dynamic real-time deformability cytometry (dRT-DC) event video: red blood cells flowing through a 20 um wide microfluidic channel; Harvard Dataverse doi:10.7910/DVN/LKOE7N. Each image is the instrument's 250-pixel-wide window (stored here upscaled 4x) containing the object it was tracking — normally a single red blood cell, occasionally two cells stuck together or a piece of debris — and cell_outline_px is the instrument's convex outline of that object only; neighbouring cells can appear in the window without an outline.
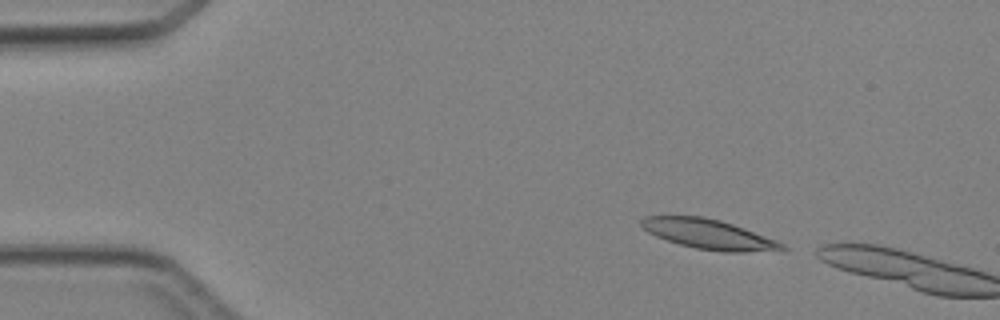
{"species": "Egyptian fruit bat (a non-hibernating species)", "species_latin": "Rousettus aegyptiacus", "temperature_condition": "cold", "stored_images_in_passage": 3, "camera_frame_rate_fps": 3000, "um_per_image_px": 0.085, "animal": {"sex": "female"}, "frame": {"image": 1, "passage_image": 1, "time_ms": 0.0, "image_size_px": [1000, 320], "cell_outline_px": [[788, 248], [744, 252], [724, 252], [696, 248], [680, 244], [656, 236], [648, 232], [640, 224], [640, 220], [644, 216], [704, 216], [720, 220], [732, 224], [776, 240], [784, 244]], "centroid_in_image_um": [60.19, 19.89], "position_along_channel_um": 24.8, "area_um2": 23.99}}